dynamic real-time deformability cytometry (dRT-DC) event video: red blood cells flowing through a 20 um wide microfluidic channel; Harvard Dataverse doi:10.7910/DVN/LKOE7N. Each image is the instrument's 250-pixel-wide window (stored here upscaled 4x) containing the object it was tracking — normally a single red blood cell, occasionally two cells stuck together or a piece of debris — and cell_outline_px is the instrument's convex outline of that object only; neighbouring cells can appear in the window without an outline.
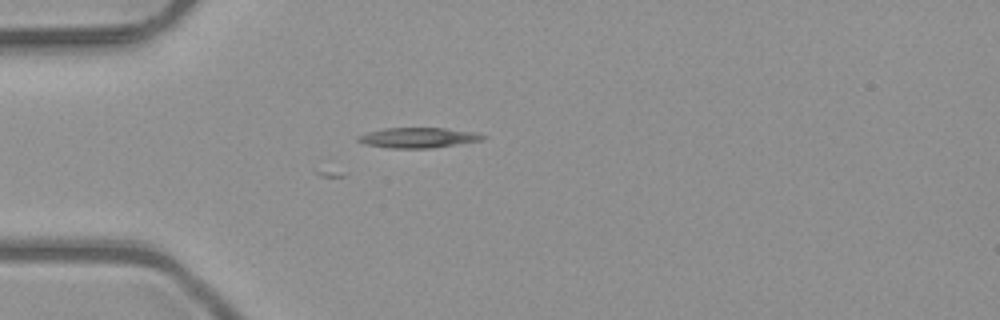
{"species": "common noctule bat (a hibernating species)", "species_latin": "Nyctalus noctula", "temperature_condition": "room temperature", "stored_images_in_passage": 1, "camera_frame_rate_fps": 3000, "um_per_image_px": 0.085, "animal": {"sex": "male", "body_mass_g": 23.1, "forearm_length_mm": 52.7}, "frame": {"image": 1, "passage_image": 1, "time_ms": 0.0, "image_size_px": [1000, 320], "cell_outline_px": [[488, 136], [480, 140], [432, 148], [388, 148], [364, 144], [356, 140], [356, 136], [368, 132], [384, 128], [444, 128], [476, 132]], "centroid_in_image_um": [35.5, 11.7], "position_along_channel_um": 49.5, "area_um2": 14.68}}